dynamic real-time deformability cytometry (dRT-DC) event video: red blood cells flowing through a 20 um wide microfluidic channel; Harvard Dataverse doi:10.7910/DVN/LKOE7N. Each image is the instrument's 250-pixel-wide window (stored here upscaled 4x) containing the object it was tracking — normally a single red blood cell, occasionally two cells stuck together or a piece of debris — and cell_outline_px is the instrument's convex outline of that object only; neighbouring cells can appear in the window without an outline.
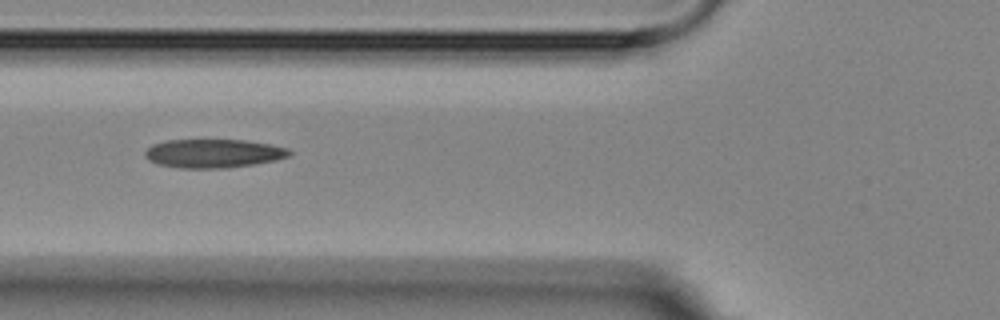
{"species": "Egyptian fruit bat (a non-hibernating species)", "species_latin": "Rousettus aegyptiacus", "temperature_condition": "room temperature", "stored_images_in_passage": 12, "camera_frame_rate_fps": 3000, "um_per_image_px": 0.085, "animal": {"sex": "female"}, "frame": {"image": 1, "passage_image": 2, "time_ms": 1.333, "image_size_px": [1000, 320], "cell_outline_px": [[292, 152], [288, 156], [276, 160], [228, 168], [180, 168], [160, 164], [152, 160], [144, 152], [152, 144], [168, 140], [248, 140], [288, 148]], "centroid_in_image_um": [18.18, 13.03], "position_along_channel_um": 107.6, "area_um2": 23.81}}
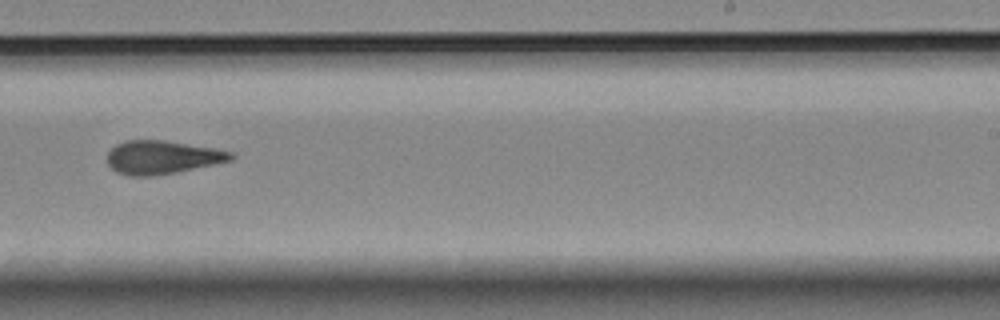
{"frame": {"image": 2, "passage_image": 6, "time_ms": 6.0, "image_size_px": [1000, 320], "cell_outline_px": [[236, 156], [232, 160], [176, 172], [152, 176], [128, 176], [116, 172], [108, 164], [108, 152], [116, 144], [124, 140], [164, 140], [212, 148], [232, 152]], "centroid_in_image_um": [13.76, 13.37], "position_along_channel_um": 275.2, "area_um2": 23.93}}
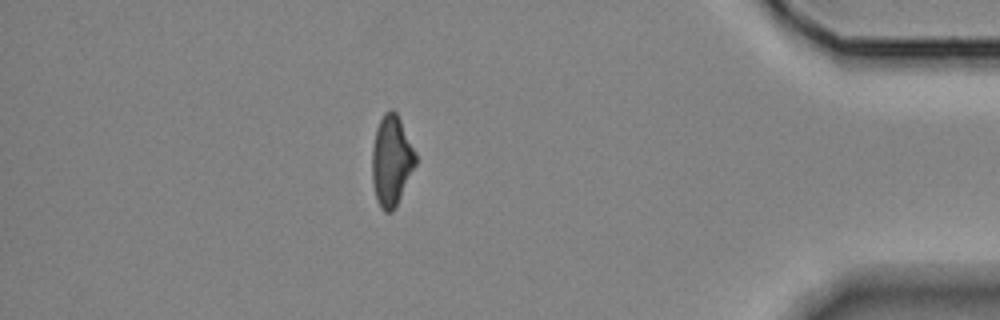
{"frame": {"image": 3, "passage_image": 10, "time_ms": 10.667, "image_size_px": [1000, 320], "cell_outline_px": [[416, 164], [396, 208], [392, 212], [384, 212], [380, 208], [376, 196], [372, 180], [372, 148], [376, 128], [384, 112], [388, 108], [392, 108], [396, 112], [416, 152]], "centroid_in_image_um": [33.27, 13.66], "position_along_channel_um": 401.9, "area_um2": 23.06}, "authors_computed_cell_mechanics": {"area_um2": 23.7847, "velocity_mm_per_s": 3.5962, "shape_relaxation_time_tau1_ms": 9.1491, "shape_relaxation_time_tau2_ms": 8.936, "deformation_change_tau1": 0.194, "deformation_change_tau2": 0.1976}}